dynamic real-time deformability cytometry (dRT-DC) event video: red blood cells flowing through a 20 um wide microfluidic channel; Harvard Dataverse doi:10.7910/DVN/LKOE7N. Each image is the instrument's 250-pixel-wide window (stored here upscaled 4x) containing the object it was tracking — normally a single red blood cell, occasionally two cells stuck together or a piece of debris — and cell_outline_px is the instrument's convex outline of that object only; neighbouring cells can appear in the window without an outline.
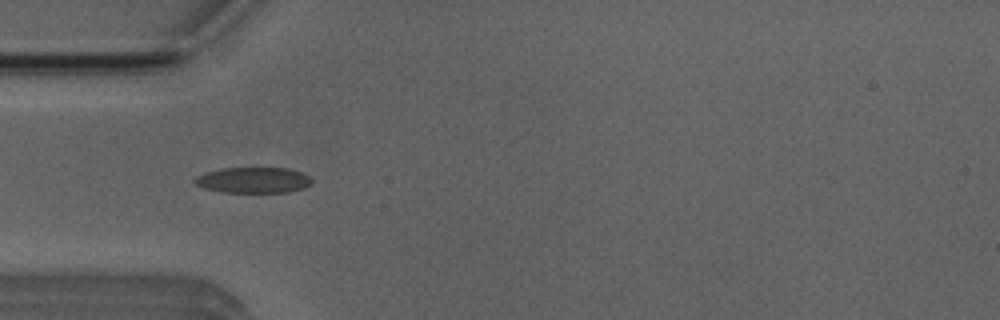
{"species": "Egyptian fruit bat (a non-hibernating species)", "species_latin": "Rousettus aegyptiacus", "temperature_condition": "room temperature", "stored_images_in_passage": 8, "camera_frame_rate_fps": 3000, "um_per_image_px": 0.085, "animal": {"sex": "male"}, "frame": {"image": 1, "passage_image": 4, "time_ms": 3.333, "image_size_px": [1000, 320], "cell_outline_px": [[312, 184], [304, 188], [288, 192], [220, 192], [204, 188], [196, 184], [192, 180], [196, 176], [204, 172], [224, 168], [288, 168], [312, 176]], "centroid_in_image_um": [21.54, 15.31], "position_along_channel_um": 63.5, "area_um2": 17.74}}
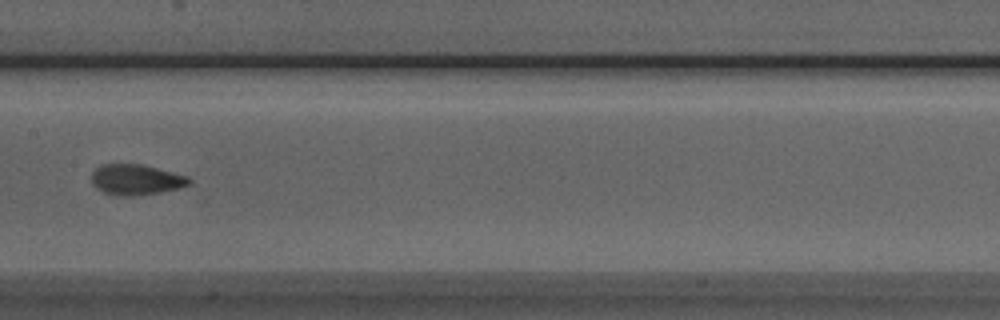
{"frame": {"image": 2, "passage_image": 7, "time_ms": 6.667, "image_size_px": [1000, 320], "cell_outline_px": [[192, 184], [180, 188], [160, 192], [132, 196], [116, 196], [104, 192], [96, 188], [92, 184], [92, 172], [100, 164], [140, 164], [188, 176], [192, 180]], "centroid_in_image_um": [11.57, 15.28], "position_along_channel_um": 195.8, "area_um2": 17.46}}
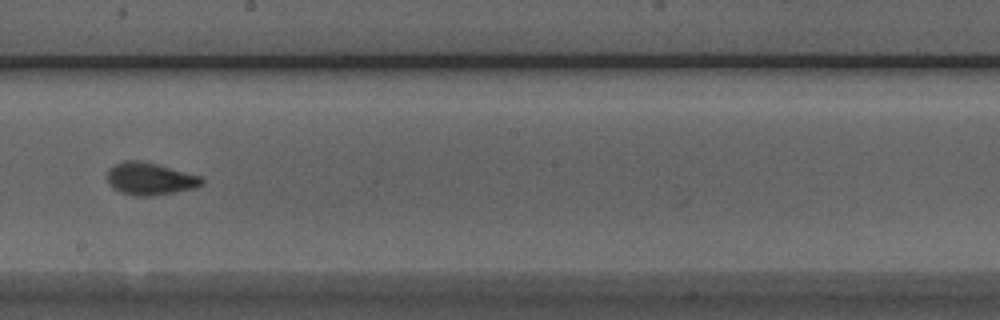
{"frame": {"image": 3, "passage_image": 8, "time_ms": 7.667, "image_size_px": [1000, 320], "cell_outline_px": [[204, 184], [196, 188], [152, 196], [136, 196], [120, 192], [108, 184], [108, 168], [124, 160], [140, 160], [156, 164], [200, 176], [204, 180]], "centroid_in_image_um": [12.75, 15.2], "position_along_channel_um": 235.5, "area_um2": 17.8}}